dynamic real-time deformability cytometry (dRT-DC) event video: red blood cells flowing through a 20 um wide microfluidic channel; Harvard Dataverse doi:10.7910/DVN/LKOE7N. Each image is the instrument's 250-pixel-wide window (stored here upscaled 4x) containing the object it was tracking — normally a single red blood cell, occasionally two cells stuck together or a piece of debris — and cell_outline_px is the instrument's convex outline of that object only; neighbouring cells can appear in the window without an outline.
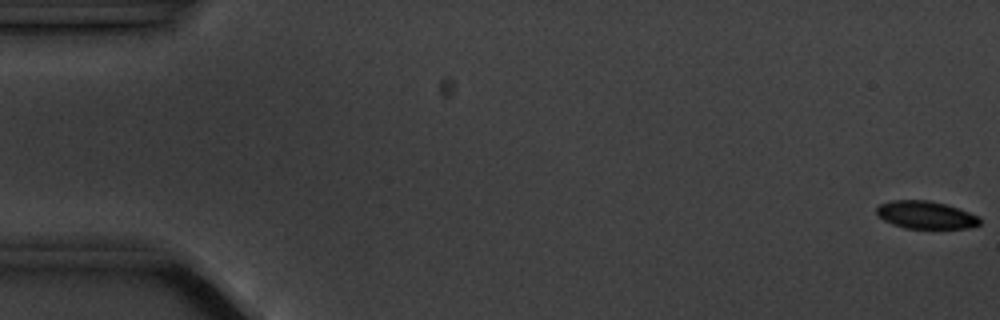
{"species": "common noctule bat (a hibernating species)", "species_latin": "Nyctalus noctula", "temperature_condition": "cold", "stored_images_in_passage": 5, "camera_frame_rate_fps": 3000, "um_per_image_px": 0.085, "animal": {"sex": "male", "body_mass_g": 20.1, "forearm_length_mm": 53.5}, "frame": {"image": 1, "passage_image": 1, "time_ms": 0.0, "image_size_px": [1000, 320], "cell_outline_px": [[980, 224], [968, 228], [904, 228], [892, 224], [876, 216], [876, 208], [880, 204], [892, 200], [928, 200], [944, 204], [980, 216]], "centroid_in_image_um": [78.65, 18.27], "position_along_channel_um": 6.3, "area_um2": 16.59}}
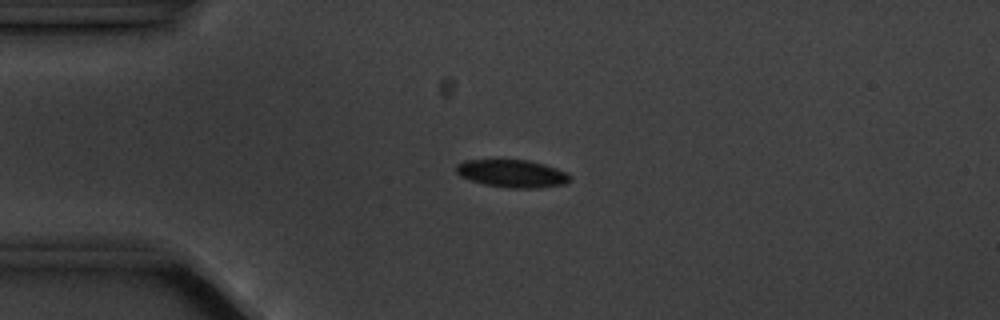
{"frame": {"image": 2, "passage_image": 4, "time_ms": 4.333, "image_size_px": [1000, 320], "cell_outline_px": [[572, 180], [564, 184], [540, 188], [512, 188], [484, 184], [460, 176], [456, 172], [456, 164], [464, 160], [528, 160], [544, 164], [556, 168], [572, 176]], "centroid_in_image_um": [43.55, 14.75], "position_along_channel_um": 41.5, "area_um2": 18.32}}